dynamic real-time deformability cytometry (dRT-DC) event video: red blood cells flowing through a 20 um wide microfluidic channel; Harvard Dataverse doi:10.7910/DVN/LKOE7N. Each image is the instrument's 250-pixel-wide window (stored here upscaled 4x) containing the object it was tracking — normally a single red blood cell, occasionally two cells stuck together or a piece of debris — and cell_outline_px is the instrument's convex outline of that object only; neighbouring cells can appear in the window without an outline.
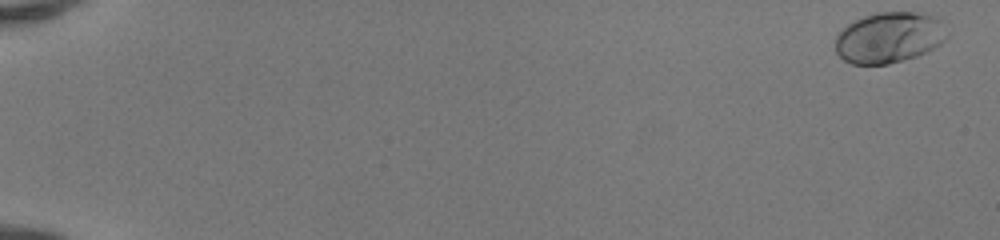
{"species": "human", "species_latin": "Homo sapiens", "temperature_condition": "room temperature", "stored_images_in_passage": 51, "camera_frame_rate_fps": 3000, "um_per_image_px": 0.085, "donor": {"sex": "female"}, "frame": {"image": 1, "passage_image": 1, "time_ms": 0.0, "image_size_px": [1000, 240], "cell_outline_px": [[948, 36], [940, 44], [916, 56], [888, 64], [852, 64], [844, 60], [836, 52], [836, 36], [848, 24], [864, 16], [880, 12], [916, 12], [936, 16], [940, 20]], "centroid_in_image_um": [75.57, 3.19], "position_along_channel_um": 9.4, "area_um2": 32.77}}
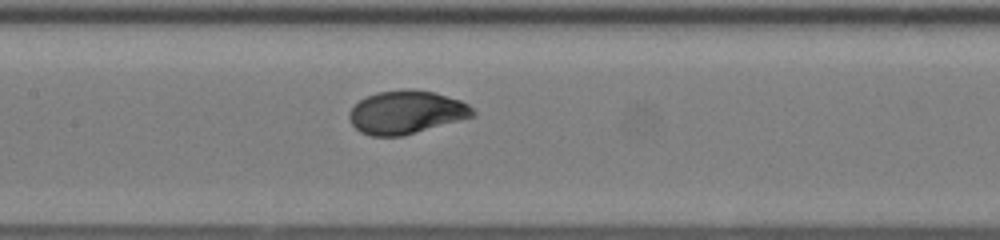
{"frame": {"image": 2, "passage_image": 27, "time_ms": 8.667, "image_size_px": [1000, 240], "cell_outline_px": [[476, 116], [404, 136], [372, 136], [360, 132], [352, 124], [348, 116], [348, 112], [360, 100], [376, 92], [432, 92], [460, 100], [468, 104], [476, 112]], "centroid_in_image_um": [34.55, 9.6], "position_along_channel_um": 172.9, "area_um2": 30.4}}
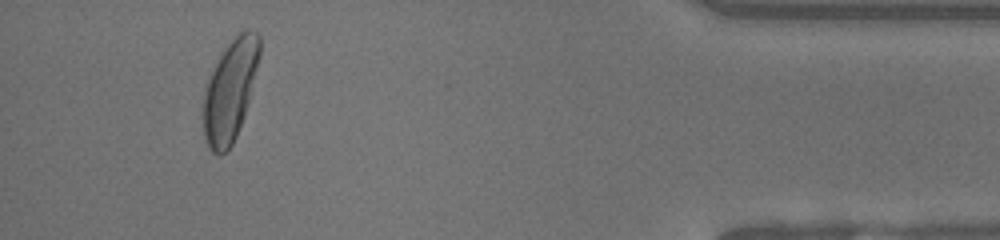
{"frame": {"image": 3, "passage_image": 48, "time_ms": 15.667, "image_size_px": [1000, 240], "cell_outline_px": [[260, 56], [244, 116], [236, 136], [232, 144], [220, 156], [212, 152], [208, 148], [204, 136], [204, 96], [208, 80], [224, 48], [240, 32], [248, 28], [256, 32], [260, 36]], "centroid_in_image_um": [19.57, 7.69], "position_along_channel_um": 415.6, "area_um2": 32.6}, "authors_computed_cell_mechanics": {"area_um2": 30.9808, "velocity_mm_per_s": 4.1529, "shape_relaxation_time_tau1_ms": 2.1119, "shape_relaxation_time_tau2_ms": null, "deformation_change_tau1": 0.142, "deformation_change_tau2": null}}